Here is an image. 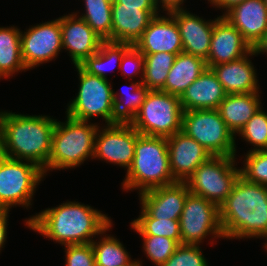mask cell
Wrapping results in <instances>:
<instances>
[{
  "label": "cell",
  "mask_w": 267,
  "mask_h": 266,
  "mask_svg": "<svg viewBox=\"0 0 267 266\" xmlns=\"http://www.w3.org/2000/svg\"><path fill=\"white\" fill-rule=\"evenodd\" d=\"M25 225L63 246L91 243L112 220L99 210L76 201L47 208L25 220Z\"/></svg>",
  "instance_id": "cell-1"
},
{
  "label": "cell",
  "mask_w": 267,
  "mask_h": 266,
  "mask_svg": "<svg viewBox=\"0 0 267 266\" xmlns=\"http://www.w3.org/2000/svg\"><path fill=\"white\" fill-rule=\"evenodd\" d=\"M0 122L3 156L34 163L46 175L57 119L1 111Z\"/></svg>",
  "instance_id": "cell-2"
},
{
  "label": "cell",
  "mask_w": 267,
  "mask_h": 266,
  "mask_svg": "<svg viewBox=\"0 0 267 266\" xmlns=\"http://www.w3.org/2000/svg\"><path fill=\"white\" fill-rule=\"evenodd\" d=\"M219 220L223 235L229 240H267V186L251 183L240 175L219 206Z\"/></svg>",
  "instance_id": "cell-3"
},
{
  "label": "cell",
  "mask_w": 267,
  "mask_h": 266,
  "mask_svg": "<svg viewBox=\"0 0 267 266\" xmlns=\"http://www.w3.org/2000/svg\"><path fill=\"white\" fill-rule=\"evenodd\" d=\"M177 182L171 173L167 139L141 135L137 131L135 154L122 182L123 190H139V194Z\"/></svg>",
  "instance_id": "cell-4"
},
{
  "label": "cell",
  "mask_w": 267,
  "mask_h": 266,
  "mask_svg": "<svg viewBox=\"0 0 267 266\" xmlns=\"http://www.w3.org/2000/svg\"><path fill=\"white\" fill-rule=\"evenodd\" d=\"M66 118L65 122H56L47 172L79 167L88 158L93 159L95 137L99 126L67 115Z\"/></svg>",
  "instance_id": "cell-5"
},
{
  "label": "cell",
  "mask_w": 267,
  "mask_h": 266,
  "mask_svg": "<svg viewBox=\"0 0 267 266\" xmlns=\"http://www.w3.org/2000/svg\"><path fill=\"white\" fill-rule=\"evenodd\" d=\"M183 112L179 96L149 90L130 124L141 135L168 138L181 131Z\"/></svg>",
  "instance_id": "cell-6"
},
{
  "label": "cell",
  "mask_w": 267,
  "mask_h": 266,
  "mask_svg": "<svg viewBox=\"0 0 267 266\" xmlns=\"http://www.w3.org/2000/svg\"><path fill=\"white\" fill-rule=\"evenodd\" d=\"M79 76L77 96L69 102L67 116L88 121L102 117L106 124H114L113 87L108 79L92 75L75 65Z\"/></svg>",
  "instance_id": "cell-7"
},
{
  "label": "cell",
  "mask_w": 267,
  "mask_h": 266,
  "mask_svg": "<svg viewBox=\"0 0 267 266\" xmlns=\"http://www.w3.org/2000/svg\"><path fill=\"white\" fill-rule=\"evenodd\" d=\"M181 131L212 156L236 157V138L217 109L184 111Z\"/></svg>",
  "instance_id": "cell-8"
},
{
  "label": "cell",
  "mask_w": 267,
  "mask_h": 266,
  "mask_svg": "<svg viewBox=\"0 0 267 266\" xmlns=\"http://www.w3.org/2000/svg\"><path fill=\"white\" fill-rule=\"evenodd\" d=\"M236 159L230 156H211L200 164L185 181L190 193L203 197L219 207L241 175V170L235 167Z\"/></svg>",
  "instance_id": "cell-9"
},
{
  "label": "cell",
  "mask_w": 267,
  "mask_h": 266,
  "mask_svg": "<svg viewBox=\"0 0 267 266\" xmlns=\"http://www.w3.org/2000/svg\"><path fill=\"white\" fill-rule=\"evenodd\" d=\"M43 177V170L34 163L0 157V209L29 208Z\"/></svg>",
  "instance_id": "cell-10"
},
{
  "label": "cell",
  "mask_w": 267,
  "mask_h": 266,
  "mask_svg": "<svg viewBox=\"0 0 267 266\" xmlns=\"http://www.w3.org/2000/svg\"><path fill=\"white\" fill-rule=\"evenodd\" d=\"M181 244L199 245L206 236L224 238L219 207L203 197L189 194L179 218Z\"/></svg>",
  "instance_id": "cell-11"
},
{
  "label": "cell",
  "mask_w": 267,
  "mask_h": 266,
  "mask_svg": "<svg viewBox=\"0 0 267 266\" xmlns=\"http://www.w3.org/2000/svg\"><path fill=\"white\" fill-rule=\"evenodd\" d=\"M105 125L96 133L93 159L119 165L128 171L134 159L137 131L130 123Z\"/></svg>",
  "instance_id": "cell-12"
},
{
  "label": "cell",
  "mask_w": 267,
  "mask_h": 266,
  "mask_svg": "<svg viewBox=\"0 0 267 266\" xmlns=\"http://www.w3.org/2000/svg\"><path fill=\"white\" fill-rule=\"evenodd\" d=\"M62 49L60 17L21 31V55L27 70L52 61Z\"/></svg>",
  "instance_id": "cell-13"
},
{
  "label": "cell",
  "mask_w": 267,
  "mask_h": 266,
  "mask_svg": "<svg viewBox=\"0 0 267 266\" xmlns=\"http://www.w3.org/2000/svg\"><path fill=\"white\" fill-rule=\"evenodd\" d=\"M75 13L60 17L62 48L69 51L74 66L94 55L104 42L85 20L77 16L79 11Z\"/></svg>",
  "instance_id": "cell-14"
},
{
  "label": "cell",
  "mask_w": 267,
  "mask_h": 266,
  "mask_svg": "<svg viewBox=\"0 0 267 266\" xmlns=\"http://www.w3.org/2000/svg\"><path fill=\"white\" fill-rule=\"evenodd\" d=\"M170 170L178 182H185L212 155L193 138L179 131L166 138Z\"/></svg>",
  "instance_id": "cell-15"
},
{
  "label": "cell",
  "mask_w": 267,
  "mask_h": 266,
  "mask_svg": "<svg viewBox=\"0 0 267 266\" xmlns=\"http://www.w3.org/2000/svg\"><path fill=\"white\" fill-rule=\"evenodd\" d=\"M190 194L186 182H175L139 194L141 207L155 219L179 220L186 197Z\"/></svg>",
  "instance_id": "cell-16"
},
{
  "label": "cell",
  "mask_w": 267,
  "mask_h": 266,
  "mask_svg": "<svg viewBox=\"0 0 267 266\" xmlns=\"http://www.w3.org/2000/svg\"><path fill=\"white\" fill-rule=\"evenodd\" d=\"M251 51L252 47L241 32L221 16L214 23L206 64L210 68L214 65L235 61Z\"/></svg>",
  "instance_id": "cell-17"
},
{
  "label": "cell",
  "mask_w": 267,
  "mask_h": 266,
  "mask_svg": "<svg viewBox=\"0 0 267 266\" xmlns=\"http://www.w3.org/2000/svg\"><path fill=\"white\" fill-rule=\"evenodd\" d=\"M176 21L183 52L207 60L214 23L221 17L214 20H205L195 14L189 13L186 9L169 13Z\"/></svg>",
  "instance_id": "cell-18"
},
{
  "label": "cell",
  "mask_w": 267,
  "mask_h": 266,
  "mask_svg": "<svg viewBox=\"0 0 267 266\" xmlns=\"http://www.w3.org/2000/svg\"><path fill=\"white\" fill-rule=\"evenodd\" d=\"M159 14L157 9L123 7L113 0L111 42L135 45L150 22Z\"/></svg>",
  "instance_id": "cell-19"
},
{
  "label": "cell",
  "mask_w": 267,
  "mask_h": 266,
  "mask_svg": "<svg viewBox=\"0 0 267 266\" xmlns=\"http://www.w3.org/2000/svg\"><path fill=\"white\" fill-rule=\"evenodd\" d=\"M160 14L150 22L135 47L142 54L168 52L179 54L183 52L180 31L175 19L168 13Z\"/></svg>",
  "instance_id": "cell-20"
},
{
  "label": "cell",
  "mask_w": 267,
  "mask_h": 266,
  "mask_svg": "<svg viewBox=\"0 0 267 266\" xmlns=\"http://www.w3.org/2000/svg\"><path fill=\"white\" fill-rule=\"evenodd\" d=\"M222 16L241 32L252 48L267 30L265 0H245L225 11Z\"/></svg>",
  "instance_id": "cell-21"
},
{
  "label": "cell",
  "mask_w": 267,
  "mask_h": 266,
  "mask_svg": "<svg viewBox=\"0 0 267 266\" xmlns=\"http://www.w3.org/2000/svg\"><path fill=\"white\" fill-rule=\"evenodd\" d=\"M254 55L252 50L238 60L210 67L227 94L259 92L256 69L249 59Z\"/></svg>",
  "instance_id": "cell-22"
},
{
  "label": "cell",
  "mask_w": 267,
  "mask_h": 266,
  "mask_svg": "<svg viewBox=\"0 0 267 266\" xmlns=\"http://www.w3.org/2000/svg\"><path fill=\"white\" fill-rule=\"evenodd\" d=\"M222 84L207 68L179 97L183 111L218 109L226 97Z\"/></svg>",
  "instance_id": "cell-23"
},
{
  "label": "cell",
  "mask_w": 267,
  "mask_h": 266,
  "mask_svg": "<svg viewBox=\"0 0 267 266\" xmlns=\"http://www.w3.org/2000/svg\"><path fill=\"white\" fill-rule=\"evenodd\" d=\"M262 107L260 95L253 93L227 94L217 109L221 118L236 137V133L259 111Z\"/></svg>",
  "instance_id": "cell-24"
},
{
  "label": "cell",
  "mask_w": 267,
  "mask_h": 266,
  "mask_svg": "<svg viewBox=\"0 0 267 266\" xmlns=\"http://www.w3.org/2000/svg\"><path fill=\"white\" fill-rule=\"evenodd\" d=\"M207 68L206 61L202 58L184 52L179 53L161 91L180 97Z\"/></svg>",
  "instance_id": "cell-25"
},
{
  "label": "cell",
  "mask_w": 267,
  "mask_h": 266,
  "mask_svg": "<svg viewBox=\"0 0 267 266\" xmlns=\"http://www.w3.org/2000/svg\"><path fill=\"white\" fill-rule=\"evenodd\" d=\"M27 70L21 55V30L0 27V79Z\"/></svg>",
  "instance_id": "cell-26"
},
{
  "label": "cell",
  "mask_w": 267,
  "mask_h": 266,
  "mask_svg": "<svg viewBox=\"0 0 267 266\" xmlns=\"http://www.w3.org/2000/svg\"><path fill=\"white\" fill-rule=\"evenodd\" d=\"M112 223L103 231V236L99 241L91 242L95 265L97 266H142V261L132 260L124 245L113 235L105 233L112 229Z\"/></svg>",
  "instance_id": "cell-27"
},
{
  "label": "cell",
  "mask_w": 267,
  "mask_h": 266,
  "mask_svg": "<svg viewBox=\"0 0 267 266\" xmlns=\"http://www.w3.org/2000/svg\"><path fill=\"white\" fill-rule=\"evenodd\" d=\"M130 46L131 44L128 43L104 41L100 49L94 55L86 58L79 66L89 74L107 79V75L105 74V71L108 69L107 64L114 65V63L117 64V61L120 63L124 52ZM113 67L116 66L114 65Z\"/></svg>",
  "instance_id": "cell-28"
},
{
  "label": "cell",
  "mask_w": 267,
  "mask_h": 266,
  "mask_svg": "<svg viewBox=\"0 0 267 266\" xmlns=\"http://www.w3.org/2000/svg\"><path fill=\"white\" fill-rule=\"evenodd\" d=\"M144 55L142 82L149 90H162L176 55L158 52Z\"/></svg>",
  "instance_id": "cell-29"
},
{
  "label": "cell",
  "mask_w": 267,
  "mask_h": 266,
  "mask_svg": "<svg viewBox=\"0 0 267 266\" xmlns=\"http://www.w3.org/2000/svg\"><path fill=\"white\" fill-rule=\"evenodd\" d=\"M128 86L131 88L130 91L132 90V93L129 92L130 94H127L126 92V96H128L125 98L126 100L123 98L125 92L118 93L113 90L114 123H130L144 103L145 97L149 92V89L143 85L142 80L132 81L131 85ZM119 94L121 98L118 97Z\"/></svg>",
  "instance_id": "cell-30"
},
{
  "label": "cell",
  "mask_w": 267,
  "mask_h": 266,
  "mask_svg": "<svg viewBox=\"0 0 267 266\" xmlns=\"http://www.w3.org/2000/svg\"><path fill=\"white\" fill-rule=\"evenodd\" d=\"M85 13L80 16L104 41L111 42L113 0H83Z\"/></svg>",
  "instance_id": "cell-31"
},
{
  "label": "cell",
  "mask_w": 267,
  "mask_h": 266,
  "mask_svg": "<svg viewBox=\"0 0 267 266\" xmlns=\"http://www.w3.org/2000/svg\"><path fill=\"white\" fill-rule=\"evenodd\" d=\"M141 214L130 224L139 235L163 236L181 244L179 220L152 218L142 207Z\"/></svg>",
  "instance_id": "cell-32"
},
{
  "label": "cell",
  "mask_w": 267,
  "mask_h": 266,
  "mask_svg": "<svg viewBox=\"0 0 267 266\" xmlns=\"http://www.w3.org/2000/svg\"><path fill=\"white\" fill-rule=\"evenodd\" d=\"M239 136L254 146L249 151L267 150V113L262 107L239 131Z\"/></svg>",
  "instance_id": "cell-33"
},
{
  "label": "cell",
  "mask_w": 267,
  "mask_h": 266,
  "mask_svg": "<svg viewBox=\"0 0 267 266\" xmlns=\"http://www.w3.org/2000/svg\"><path fill=\"white\" fill-rule=\"evenodd\" d=\"M143 252L156 266H162L180 245L177 241L155 235H141Z\"/></svg>",
  "instance_id": "cell-34"
},
{
  "label": "cell",
  "mask_w": 267,
  "mask_h": 266,
  "mask_svg": "<svg viewBox=\"0 0 267 266\" xmlns=\"http://www.w3.org/2000/svg\"><path fill=\"white\" fill-rule=\"evenodd\" d=\"M241 176L251 183L267 186V150L247 151Z\"/></svg>",
  "instance_id": "cell-35"
},
{
  "label": "cell",
  "mask_w": 267,
  "mask_h": 266,
  "mask_svg": "<svg viewBox=\"0 0 267 266\" xmlns=\"http://www.w3.org/2000/svg\"><path fill=\"white\" fill-rule=\"evenodd\" d=\"M199 245L180 244L162 266H208Z\"/></svg>",
  "instance_id": "cell-36"
},
{
  "label": "cell",
  "mask_w": 267,
  "mask_h": 266,
  "mask_svg": "<svg viewBox=\"0 0 267 266\" xmlns=\"http://www.w3.org/2000/svg\"><path fill=\"white\" fill-rule=\"evenodd\" d=\"M65 266H95V255L91 243L65 246Z\"/></svg>",
  "instance_id": "cell-37"
},
{
  "label": "cell",
  "mask_w": 267,
  "mask_h": 266,
  "mask_svg": "<svg viewBox=\"0 0 267 266\" xmlns=\"http://www.w3.org/2000/svg\"><path fill=\"white\" fill-rule=\"evenodd\" d=\"M119 66L123 76H130L129 81L130 79H133L134 76L140 75V73V78L142 80L144 70V55L134 45H131L124 52Z\"/></svg>",
  "instance_id": "cell-38"
},
{
  "label": "cell",
  "mask_w": 267,
  "mask_h": 266,
  "mask_svg": "<svg viewBox=\"0 0 267 266\" xmlns=\"http://www.w3.org/2000/svg\"><path fill=\"white\" fill-rule=\"evenodd\" d=\"M157 10H160L159 7L163 8V11H166V14L173 11L182 10L184 0H153ZM162 3V4H161ZM160 4V5H159Z\"/></svg>",
  "instance_id": "cell-39"
},
{
  "label": "cell",
  "mask_w": 267,
  "mask_h": 266,
  "mask_svg": "<svg viewBox=\"0 0 267 266\" xmlns=\"http://www.w3.org/2000/svg\"><path fill=\"white\" fill-rule=\"evenodd\" d=\"M8 209H0V252L4 248L7 239V220H9Z\"/></svg>",
  "instance_id": "cell-40"
},
{
  "label": "cell",
  "mask_w": 267,
  "mask_h": 266,
  "mask_svg": "<svg viewBox=\"0 0 267 266\" xmlns=\"http://www.w3.org/2000/svg\"><path fill=\"white\" fill-rule=\"evenodd\" d=\"M123 7H139V9H157L153 0H114Z\"/></svg>",
  "instance_id": "cell-41"
},
{
  "label": "cell",
  "mask_w": 267,
  "mask_h": 266,
  "mask_svg": "<svg viewBox=\"0 0 267 266\" xmlns=\"http://www.w3.org/2000/svg\"><path fill=\"white\" fill-rule=\"evenodd\" d=\"M213 7L228 11L231 7L245 0H208Z\"/></svg>",
  "instance_id": "cell-42"
},
{
  "label": "cell",
  "mask_w": 267,
  "mask_h": 266,
  "mask_svg": "<svg viewBox=\"0 0 267 266\" xmlns=\"http://www.w3.org/2000/svg\"><path fill=\"white\" fill-rule=\"evenodd\" d=\"M252 50L254 51L255 56L259 55L260 53L264 54L265 52L267 54V30L262 38L255 44Z\"/></svg>",
  "instance_id": "cell-43"
},
{
  "label": "cell",
  "mask_w": 267,
  "mask_h": 266,
  "mask_svg": "<svg viewBox=\"0 0 267 266\" xmlns=\"http://www.w3.org/2000/svg\"><path fill=\"white\" fill-rule=\"evenodd\" d=\"M3 156V147H2V126L0 122V157Z\"/></svg>",
  "instance_id": "cell-44"
},
{
  "label": "cell",
  "mask_w": 267,
  "mask_h": 266,
  "mask_svg": "<svg viewBox=\"0 0 267 266\" xmlns=\"http://www.w3.org/2000/svg\"><path fill=\"white\" fill-rule=\"evenodd\" d=\"M263 247H265V249L267 250V241L266 243H264Z\"/></svg>",
  "instance_id": "cell-45"
}]
</instances>
